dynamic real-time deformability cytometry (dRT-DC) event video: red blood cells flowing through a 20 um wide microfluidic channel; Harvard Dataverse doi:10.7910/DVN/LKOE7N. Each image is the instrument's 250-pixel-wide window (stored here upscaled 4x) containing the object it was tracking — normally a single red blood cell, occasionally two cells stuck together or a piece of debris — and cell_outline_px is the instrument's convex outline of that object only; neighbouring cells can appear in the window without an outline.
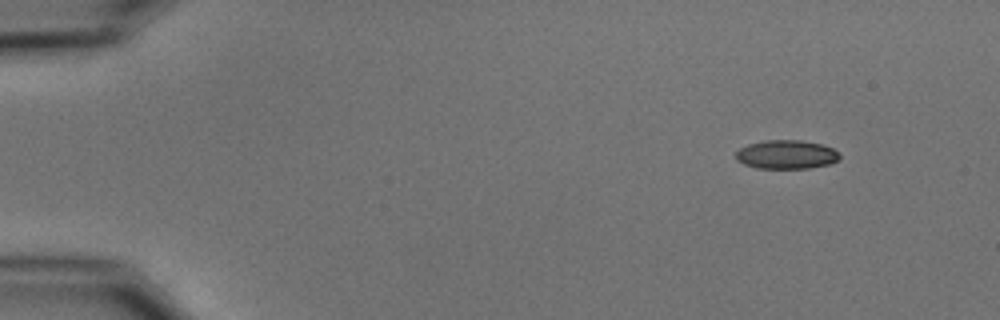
{"species": "common noctule bat (a hibernating species)", "species_latin": "Nyctalus noctula", "temperature_condition": "cold", "stored_images_in_passage": 50, "camera_frame_rate_fps": 3000, "um_per_image_px": 0.085, "animal": {"sex": "male", "body_mass_g": 15.6}, "frame": {"image": 1, "passage_image": 1, "time_ms": 0.0, "image_size_px": [1000, 320], "cell_outline_px": [[840, 156], [836, 160], [828, 164], [808, 168], [756, 168], [744, 164], [736, 160], [736, 152], [740, 148], [748, 144], [764, 140], [800, 140], [824, 144], [840, 152]], "centroid_in_image_um": [66.84, 13.12], "position_along_channel_um": 18.2, "area_um2": 17.46}}
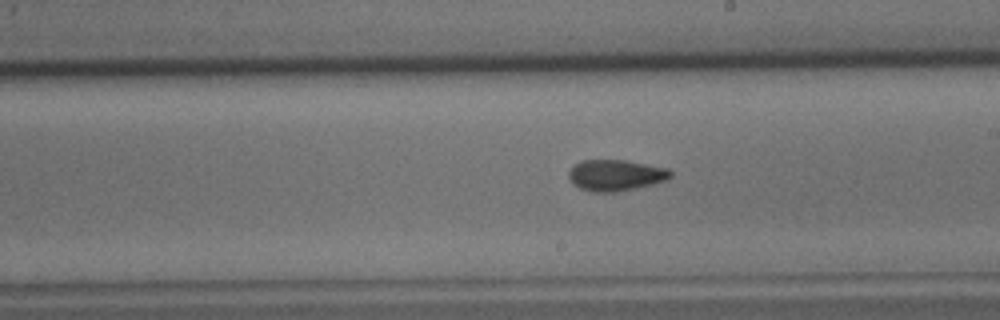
{"frame": {"image": 2, "passage_image": 27, "time_ms": 8.667, "image_size_px": [1000, 320], "cell_outline_px": [[672, 176], [664, 180], [652, 184], [636, 188], [616, 192], [592, 192], [580, 188], [572, 184], [568, 176], [568, 172], [580, 160], [624, 160], [668, 168], [672, 172]], "centroid_in_image_um": [52.31, 14.9], "position_along_channel_um": 236.7, "area_um2": 18.44}}
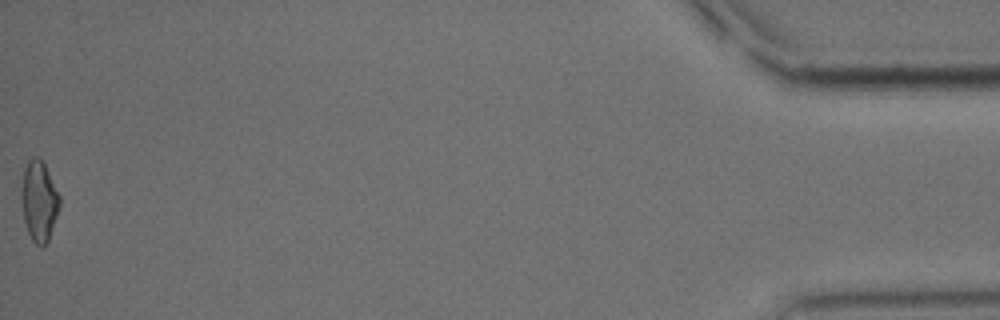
{"frame": {"image": 3, "passage_image": 50, "time_ms": 16.333, "image_size_px": [1000, 320], "cell_outline_px": [[60, 204], [48, 240], [40, 248], [32, 240], [28, 232], [24, 220], [20, 192], [24, 168], [28, 160], [32, 156], [40, 156], [60, 196]], "centroid_in_image_um": [3.3, 17.05], "position_along_channel_um": 431.9, "area_um2": 17.8}, "authors_computed_cell_mechanics": {"area_um2": 17.9469, "velocity_mm_per_s": 3.7186, "shape_relaxation_time_tau1_ms": 5.2231, "shape_relaxation_time_tau2_ms": 2.6504, "deformation_change_tau1": 0.1476, "deformation_change_tau2": 0.0844}}